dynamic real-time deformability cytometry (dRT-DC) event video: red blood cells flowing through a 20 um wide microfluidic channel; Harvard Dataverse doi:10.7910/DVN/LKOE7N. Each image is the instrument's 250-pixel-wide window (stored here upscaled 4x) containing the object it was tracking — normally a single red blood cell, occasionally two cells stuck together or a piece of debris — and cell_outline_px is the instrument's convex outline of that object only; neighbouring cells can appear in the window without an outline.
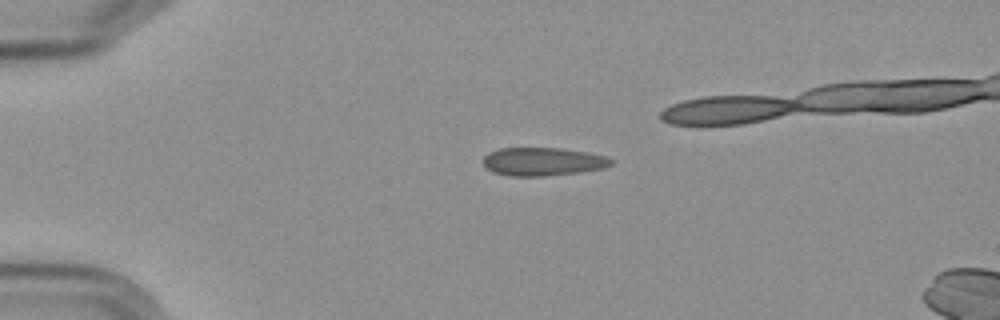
{"species": "Egyptian fruit bat (a non-hibernating species)", "species_latin": "Rousettus aegyptiacus", "temperature_condition": "cold", "stored_images_in_passage": 3, "camera_frame_rate_fps": 3000, "um_per_image_px": 0.085, "frame": {"image": 1, "passage_image": 1, "time_ms": 0.0, "image_size_px": [1000, 320], "cell_outline_px": [[612, 164], [604, 168], [580, 172], [544, 176], [508, 176], [492, 172], [484, 168], [484, 156], [488, 152], [500, 148], [560, 148], [588, 152], [604, 156], [612, 160]], "centroid_in_image_um": [46.1, 13.74], "position_along_channel_um": 38.9, "area_um2": 21.15}}